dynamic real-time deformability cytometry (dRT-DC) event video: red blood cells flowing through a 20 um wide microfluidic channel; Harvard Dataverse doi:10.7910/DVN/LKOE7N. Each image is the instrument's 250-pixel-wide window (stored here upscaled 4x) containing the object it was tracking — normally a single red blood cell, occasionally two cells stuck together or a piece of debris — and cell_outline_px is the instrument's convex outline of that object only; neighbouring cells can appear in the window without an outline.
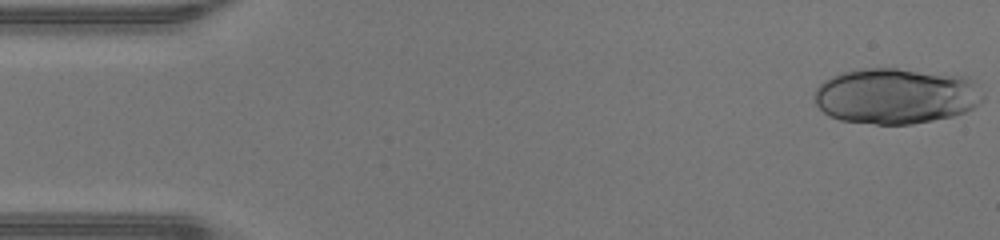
{"species": "human", "species_latin": "Homo sapiens", "temperature_condition": "warm", "stored_images_in_passage": 46, "camera_frame_rate_fps": 3000, "um_per_image_px": 0.085, "donor": {"sex": "male"}, "frame": {"image": 1, "passage_image": 1, "time_ms": 0.0, "image_size_px": [1000, 240], "cell_outline_px": [[984, 100], [972, 108], [964, 112], [952, 116], [912, 124], [876, 124], [840, 120], [828, 116], [816, 104], [816, 88], [824, 80], [832, 76], [844, 72], [864, 68], [896, 68], [968, 76], [972, 80], [984, 96]], "centroid_in_image_um": [76.16, 8.15], "position_along_channel_um": 8.8, "area_um2": 54.74}}
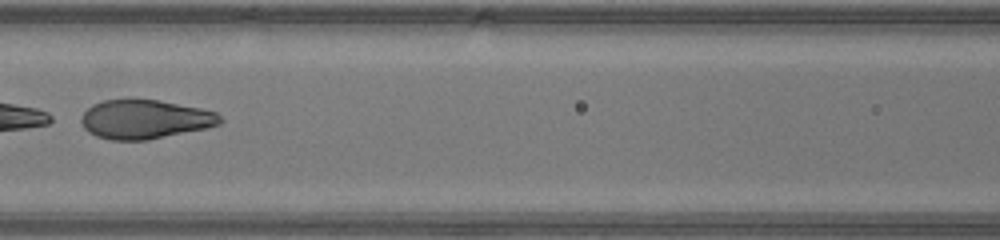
{"frame": {"image": 2, "passage_image": 21, "time_ms": 6.667, "image_size_px": [1000, 240], "cell_outline_px": [[224, 120], [220, 124], [208, 128], [148, 140], [112, 140], [96, 136], [88, 132], [84, 128], [80, 120], [80, 116], [92, 104], [104, 100], [132, 96], [156, 100], [200, 108], [216, 112]], "centroid_in_image_um": [12.29, 10.11], "position_along_channel_um": 154.3, "area_um2": 32.31}}
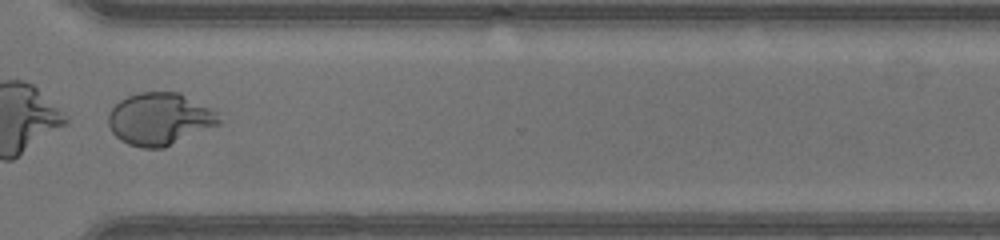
{"frame": {"image": 3, "passage_image": 35, "time_ms": 11.333, "image_size_px": [1000, 240], "cell_outline_px": [[220, 124], [164, 148], [140, 148], [128, 144], [120, 140], [112, 132], [108, 124], [108, 112], [120, 100], [128, 96], [140, 92], [180, 92], [220, 112]], "centroid_in_image_um": [13.59, 10.11], "position_along_channel_um": 357.0, "area_um2": 34.04}}